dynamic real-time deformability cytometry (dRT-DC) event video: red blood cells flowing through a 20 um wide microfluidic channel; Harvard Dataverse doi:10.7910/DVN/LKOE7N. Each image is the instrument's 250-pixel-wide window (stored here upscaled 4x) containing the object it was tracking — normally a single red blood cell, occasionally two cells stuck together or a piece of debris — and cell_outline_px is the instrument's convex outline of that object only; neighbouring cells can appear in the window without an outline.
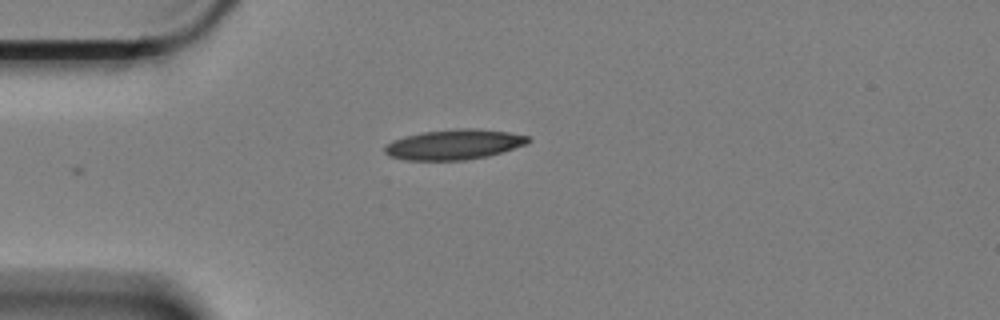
{"species": "Egyptian fruit bat (a non-hibernating species)", "species_latin": "Rousettus aegyptiacus", "temperature_condition": "cold", "stored_images_in_passage": 34, "camera_frame_rate_fps": 3000, "um_per_image_px": 0.085, "animal": {"sex": "female"}, "frame": {"image": 1, "passage_image": 1, "time_ms": 0.0, "image_size_px": [1000, 320], "cell_outline_px": [[532, 140], [524, 144], [488, 156], [464, 160], [408, 160], [392, 156], [384, 152], [384, 148], [392, 140], [404, 136], [424, 132], [456, 128], [472, 128], [508, 132], [528, 136]], "centroid_in_image_um": [38.58, 12.27], "position_along_channel_um": 46.4, "area_um2": 24.85}}
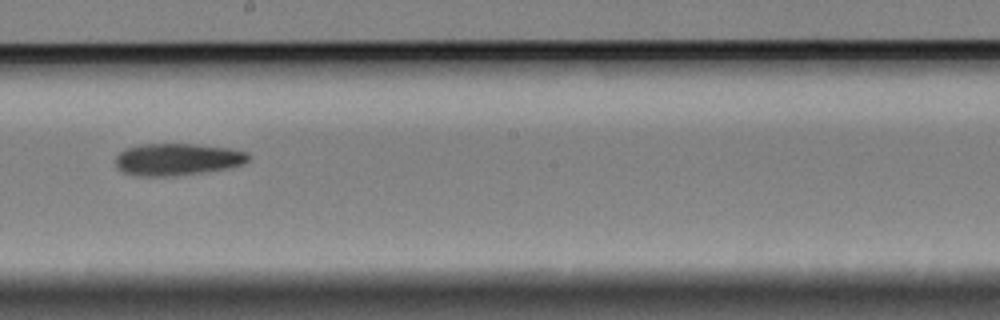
{"frame": {"image": 2, "passage_image": 19, "time_ms": 6.0, "image_size_px": [1000, 320], "cell_outline_px": [[248, 160], [244, 164], [204, 172], [172, 176], [140, 176], [124, 172], [116, 168], [116, 156], [124, 148], [140, 144], [196, 144], [228, 148], [248, 152]], "centroid_in_image_um": [15.03, 13.54], "position_along_channel_um": 233.2, "area_um2": 24.74}}
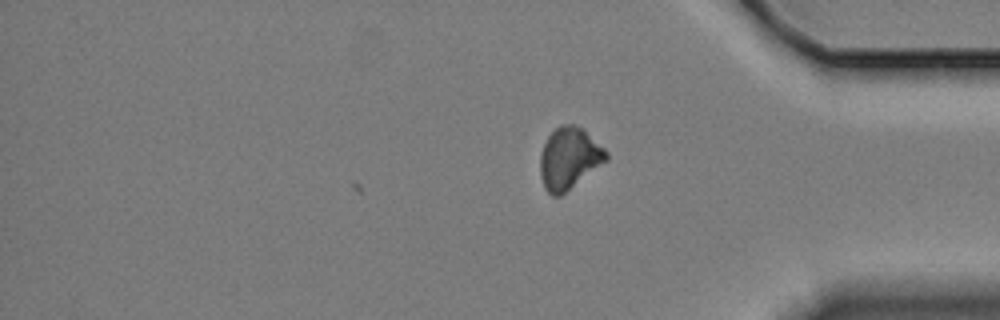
{"frame": {"image": 3, "passage_image": 34, "time_ms": 11.0, "image_size_px": [1000, 320], "cell_outline_px": [[608, 160], [560, 196], [552, 196], [544, 188], [540, 176], [540, 156], [544, 144], [548, 136], [560, 124], [572, 124], [584, 128], [608, 152]], "centroid_in_image_um": [48.38, 13.45], "position_along_channel_um": 386.8, "area_um2": 23.81}, "authors_computed_cell_mechanics": {"area_um2": 24.7673, "velocity_mm_per_s": 3.3629, "shape_relaxation_time_tau1_ms": 5.5653, "shape_relaxation_time_tau2_ms": null, "deformation_change_tau1": 0.11, "deformation_change_tau2": null}}